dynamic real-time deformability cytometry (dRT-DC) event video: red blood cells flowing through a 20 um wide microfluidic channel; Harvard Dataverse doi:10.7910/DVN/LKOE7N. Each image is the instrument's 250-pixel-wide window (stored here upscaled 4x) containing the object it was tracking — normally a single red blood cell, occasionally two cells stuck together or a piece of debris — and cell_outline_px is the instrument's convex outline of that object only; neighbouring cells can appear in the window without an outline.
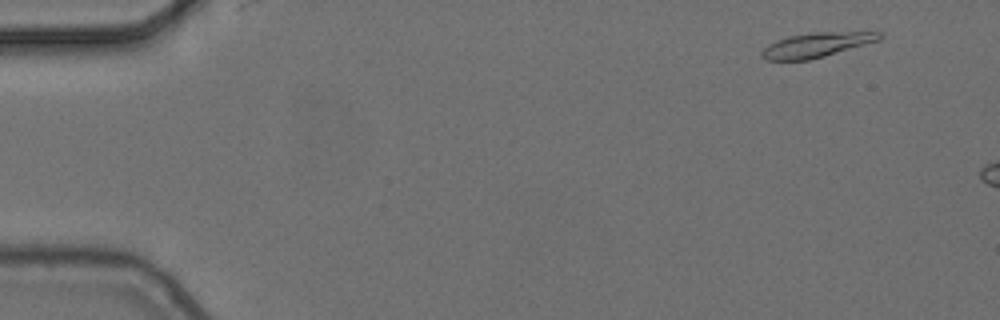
{"species": "common noctule bat (a hibernating species)", "species_latin": "Nyctalus noctula", "temperature_condition": "cold", "stored_images_in_passage": 3, "camera_frame_rate_fps": 3000, "um_per_image_px": 0.085, "animal": {"sex": "female", "body_mass_g": 24.6, "forearm_length_mm": 56.2}, "frame": {"image": 1, "passage_image": 1, "time_ms": 0.0, "image_size_px": [1000, 320], "cell_outline_px": [[884, 36], [880, 40], [824, 56], [808, 60], [764, 60], [760, 52], [768, 44], [776, 40], [788, 36], [812, 32], [880, 32]], "centroid_in_image_um": [69.38, 3.81], "position_along_channel_um": 15.6, "area_um2": 16.82}}